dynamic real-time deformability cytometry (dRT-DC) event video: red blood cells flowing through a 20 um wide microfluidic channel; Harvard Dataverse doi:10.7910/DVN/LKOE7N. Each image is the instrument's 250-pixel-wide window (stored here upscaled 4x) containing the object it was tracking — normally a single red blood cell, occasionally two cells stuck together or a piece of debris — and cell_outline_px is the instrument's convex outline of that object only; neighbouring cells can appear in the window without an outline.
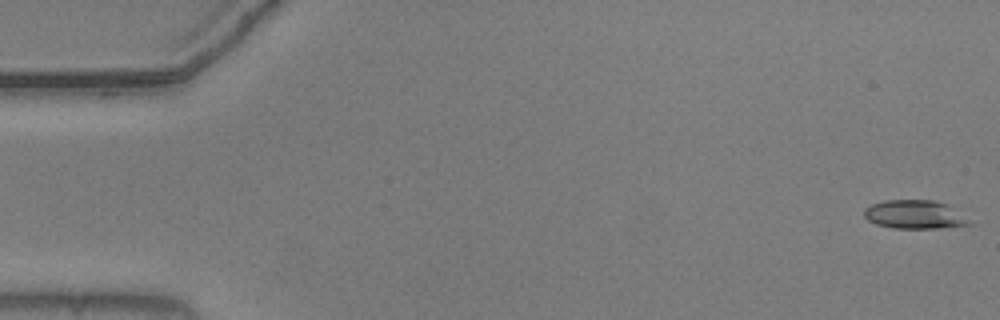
{"species": "common noctule bat (a hibernating species)", "species_latin": "Nyctalus noctula", "temperature_condition": "warm", "stored_images_in_passage": 16, "camera_frame_rate_fps": 3000, "um_per_image_px": 0.085, "animal": {"sex": "male", "body_mass_g": 20.5, "forearm_length_mm": 52.5}, "frame": {"image": 1, "passage_image": 1, "time_ms": 0.0, "image_size_px": [1000, 320], "cell_outline_px": [[976, 224], [936, 228], [892, 228], [876, 224], [868, 220], [864, 216], [864, 208], [872, 204], [884, 200], [932, 200], [948, 204]], "centroid_in_image_um": [77.76, 18.23], "position_along_channel_um": 7.2, "area_um2": 17.63}}